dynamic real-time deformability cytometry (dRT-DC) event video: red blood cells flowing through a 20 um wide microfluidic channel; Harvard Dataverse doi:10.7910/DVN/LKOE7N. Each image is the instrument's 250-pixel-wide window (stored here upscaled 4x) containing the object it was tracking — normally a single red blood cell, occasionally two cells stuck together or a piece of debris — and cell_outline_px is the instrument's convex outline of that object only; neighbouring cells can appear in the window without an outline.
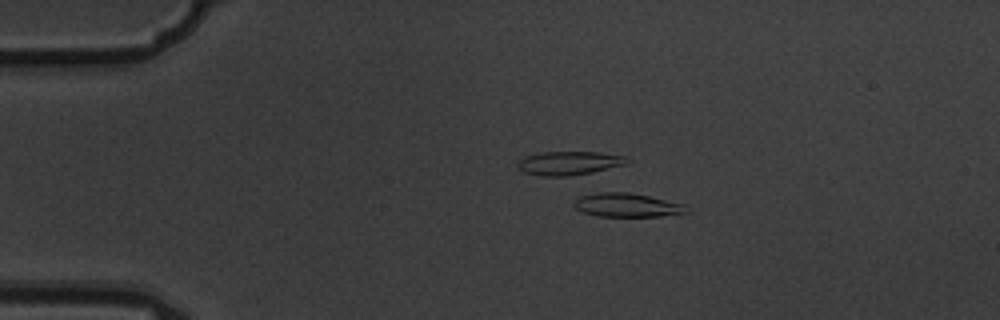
{"species": "common noctule bat (a hibernating species)", "species_latin": "Nyctalus noctula", "temperature_condition": "warm", "stored_images_in_passage": 9, "camera_frame_rate_fps": 3000, "um_per_image_px": 0.085, "animal": {"sex": "male", "body_mass_g": 19.5, "forearm_length_mm": 54.6}, "frame": {"image": 1, "passage_image": 3, "time_ms": 0.667, "image_size_px": [1000, 320], "cell_outline_px": [[692, 212], [660, 216], [596, 216], [584, 212], [576, 208], [572, 204], [572, 200], [580, 196], [596, 192], [628, 192], [648, 196], [684, 204]], "centroid_in_image_um": [53.28, 17.43], "position_along_channel_um": 31.7, "area_um2": 15.66}}
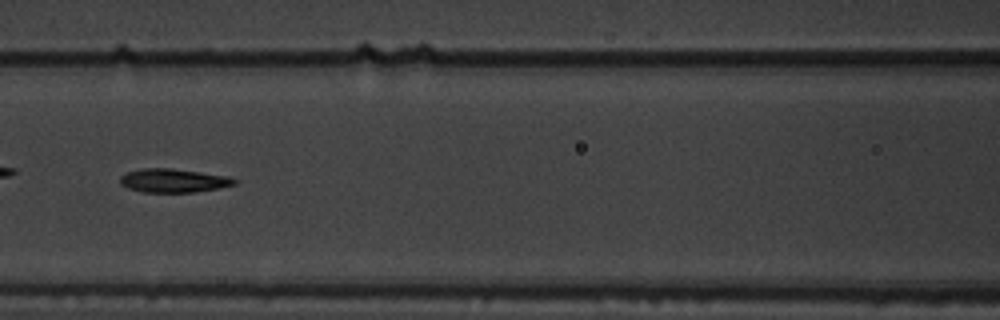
{"frame": {"image": 2, "passage_image": 7, "time_ms": 2.0, "image_size_px": [1000, 320], "cell_outline_px": [[236, 184], [220, 188], [196, 192], [144, 192], [128, 188], [120, 184], [120, 176], [128, 172], [144, 168], [172, 168], [228, 176], [236, 180]], "centroid_in_image_um": [14.75, 15.35], "position_along_channel_um": 151.9, "area_um2": 15.72}}
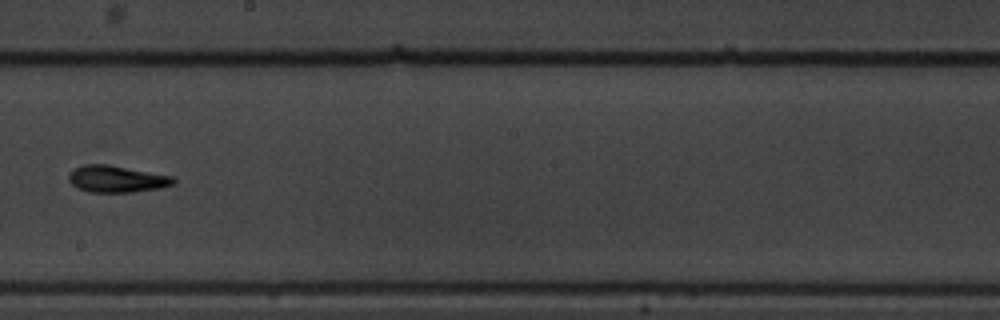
{"frame": {"image": 3, "passage_image": 9, "time_ms": 2.667, "image_size_px": [1000, 320], "cell_outline_px": [[176, 184], [160, 188], [132, 192], [88, 192], [76, 188], [68, 180], [68, 172], [84, 164], [108, 164], [172, 176], [176, 180]], "centroid_in_image_um": [9.9, 15.21], "position_along_channel_um": 238.3, "area_um2": 16.47}}